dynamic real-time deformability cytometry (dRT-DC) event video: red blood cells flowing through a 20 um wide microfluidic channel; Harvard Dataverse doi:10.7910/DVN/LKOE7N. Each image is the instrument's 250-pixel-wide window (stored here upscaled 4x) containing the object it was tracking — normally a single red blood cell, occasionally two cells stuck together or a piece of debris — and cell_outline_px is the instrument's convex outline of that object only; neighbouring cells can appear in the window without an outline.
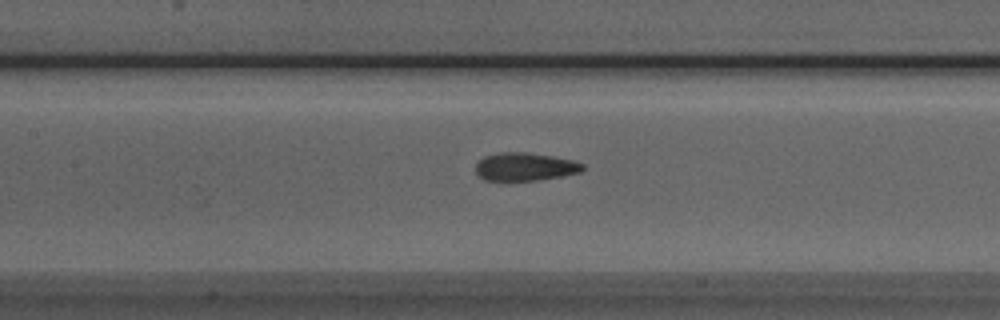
{"species": "Egyptian fruit bat (a non-hibernating species)", "species_latin": "Rousettus aegyptiacus", "temperature_condition": "room temperature", "stored_images_in_passage": 46, "camera_frame_rate_fps": 3000, "um_per_image_px": 0.085, "animal": {"sex": "male"}, "frame": {"image": 1, "passage_image": 21, "time_ms": 6.667, "image_size_px": [1000, 320], "cell_outline_px": [[584, 168], [580, 172], [540, 180], [508, 184], [484, 180], [476, 176], [476, 164], [484, 156], [500, 152], [524, 152], [552, 156], [572, 160], [584, 164]], "centroid_in_image_um": [44.54, 14.23], "position_along_channel_um": 162.9, "area_um2": 18.26}}
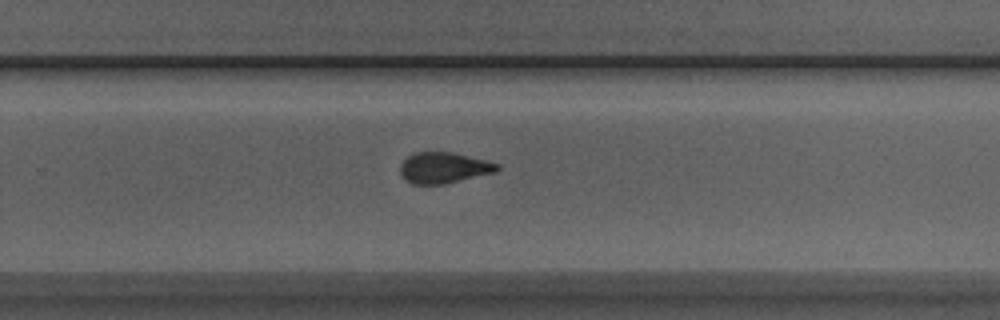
{"frame": {"image": 2, "passage_image": 31, "time_ms": 10.0, "image_size_px": [1000, 320], "cell_outline_px": [[500, 168], [496, 172], [444, 184], [412, 184], [404, 180], [400, 172], [400, 164], [408, 156], [416, 152], [452, 152], [500, 164]], "centroid_in_image_um": [37.7, 14.27], "position_along_channel_um": 292.1, "area_um2": 17.46}}
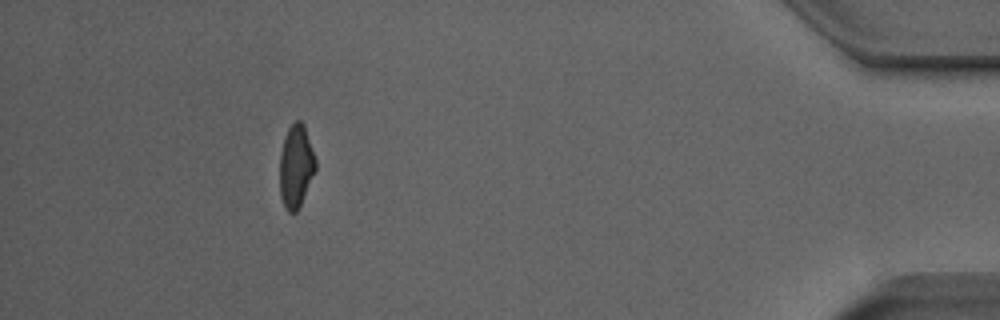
{"frame": {"image": 3, "passage_image": 45, "time_ms": 14.667, "image_size_px": [1000, 320], "cell_outline_px": [[316, 168], [300, 204], [296, 212], [288, 212], [284, 208], [280, 196], [280, 152], [284, 136], [288, 128], [296, 120], [300, 120], [304, 124], [316, 160]], "centroid_in_image_um": [25.14, 14.11], "position_along_channel_um": 410.1, "area_um2": 17.22}}